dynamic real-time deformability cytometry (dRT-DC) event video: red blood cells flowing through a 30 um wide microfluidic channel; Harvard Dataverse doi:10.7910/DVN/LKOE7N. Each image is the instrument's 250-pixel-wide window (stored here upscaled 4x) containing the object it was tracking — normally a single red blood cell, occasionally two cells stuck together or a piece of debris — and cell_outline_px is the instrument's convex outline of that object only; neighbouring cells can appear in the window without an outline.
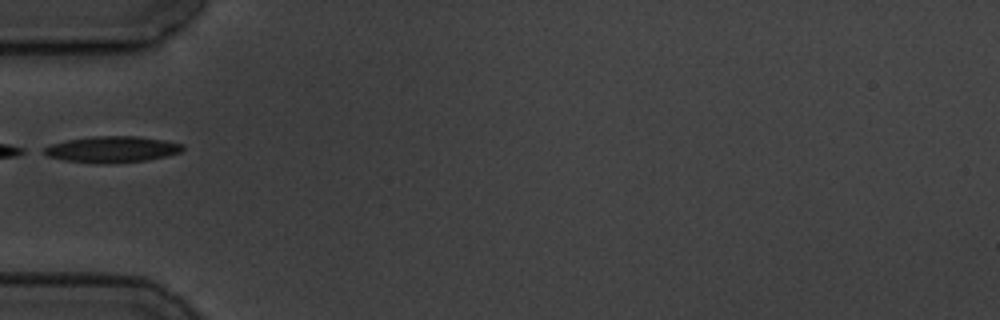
{"species": "common noctule bat (a hibernating species)", "species_latin": "Nyctalus noctula", "temperature_condition": "cold", "stored_images_in_passage": 2, "camera_frame_rate_fps": 3000, "um_per_image_px": 0.085, "animal": {"sex": "male", "body_mass_g": 19.5, "forearm_length_mm": 54.6}, "frame": {"image": 1, "passage_image": 2, "time_ms": 1.0, "image_size_px": [1000, 320], "cell_outline_px": [[184, 148], [180, 152], [148, 160], [64, 160], [48, 156], [40, 152], [44, 148], [52, 144], [68, 140], [92, 136], [136, 136], [164, 140], [184, 144]], "centroid_in_image_um": [9.55, 12.63], "position_along_channel_um": 75.5, "area_um2": 19.88}}